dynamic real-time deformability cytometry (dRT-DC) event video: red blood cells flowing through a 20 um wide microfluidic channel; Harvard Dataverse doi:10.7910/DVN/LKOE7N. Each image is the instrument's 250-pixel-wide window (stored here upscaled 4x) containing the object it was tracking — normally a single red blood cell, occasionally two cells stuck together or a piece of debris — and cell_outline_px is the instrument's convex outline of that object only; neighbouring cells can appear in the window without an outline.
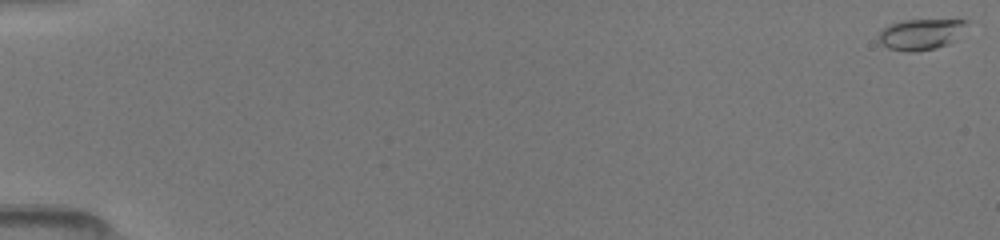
{"species": "common noctule bat (a hibernating species)", "species_latin": "Nyctalus noctula", "temperature_condition": "room temperature", "stored_images_in_passage": 87, "camera_frame_rate_fps": 3000, "um_per_image_px": 0.085, "animal": {"sex": "female", "body_mass_g": 19.5, "forearm_length_mm": 54.1}, "frame": {"image": 1, "passage_image": 1, "time_ms": 0.0, "image_size_px": [1000, 240], "cell_outline_px": [[968, 20], [948, 44], [936, 48], [912, 52], [908, 52], [888, 48], [880, 44], [876, 40], [880, 32], [888, 24], [904, 20]], "centroid_in_image_um": [78.13, 2.92], "position_along_channel_um": 6.9, "area_um2": 15.43}}
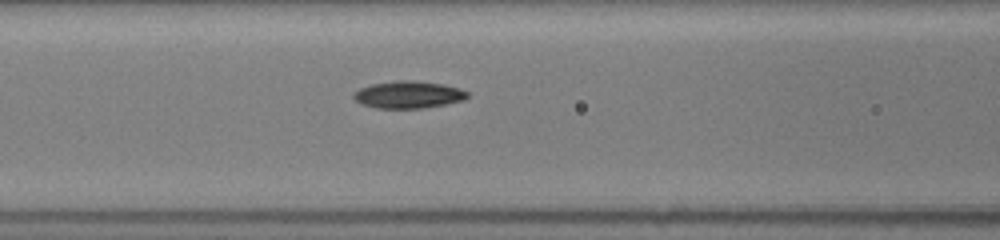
{"frame": {"image": 2, "passage_image": 39, "time_ms": 7.333, "image_size_px": [1000, 240], "cell_outline_px": [[468, 96], [464, 100], [448, 104], [424, 108], [376, 108], [360, 104], [352, 96], [360, 88], [372, 84], [396, 80], [404, 80], [444, 84], [460, 88], [468, 92]], "centroid_in_image_um": [34.73, 8.05], "position_along_channel_um": 131.9, "area_um2": 18.03}}
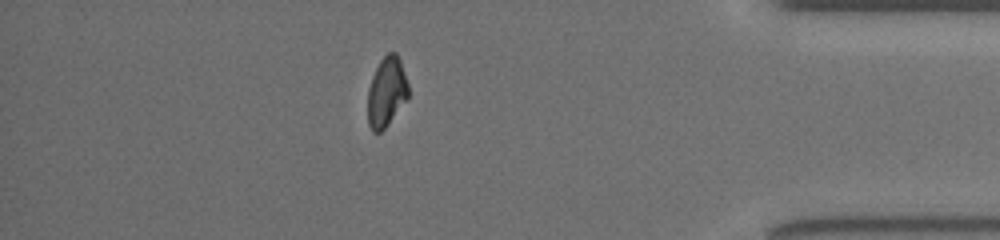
{"frame": {"image": 3, "passage_image": 78, "time_ms": 14.667, "image_size_px": [1000, 240], "cell_outline_px": [[408, 96], [384, 128], [380, 132], [372, 132], [368, 124], [368, 88], [372, 76], [380, 60], [388, 52], [396, 52], [400, 60], [408, 84]], "centroid_in_image_um": [32.83, 7.79], "position_along_channel_um": 402.4, "area_um2": 16.18}}